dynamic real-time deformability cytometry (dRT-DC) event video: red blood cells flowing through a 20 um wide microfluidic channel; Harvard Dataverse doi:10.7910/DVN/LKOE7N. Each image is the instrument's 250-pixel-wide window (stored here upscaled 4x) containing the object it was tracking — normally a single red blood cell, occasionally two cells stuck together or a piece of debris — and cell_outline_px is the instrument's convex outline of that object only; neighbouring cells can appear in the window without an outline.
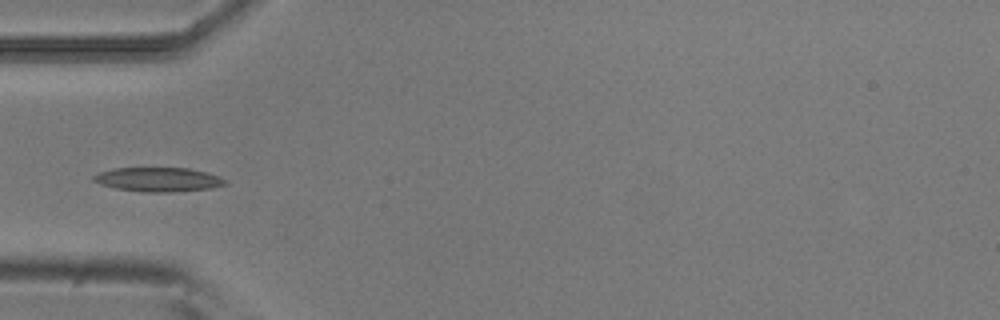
{"species": "common noctule bat (a hibernating species)", "species_latin": "Nyctalus noctula", "temperature_condition": "room temperature", "stored_images_in_passage": 5, "camera_frame_rate_fps": 3000, "um_per_image_px": 0.085, "animal": {"sex": "male", "body_mass_g": 20.5, "forearm_length_mm": 52.5}, "frame": {"image": 1, "passage_image": 5, "time_ms": 1.333, "image_size_px": [1000, 320], "cell_outline_px": [[228, 184], [212, 188], [168, 192], [140, 192], [116, 188], [100, 184], [92, 180], [92, 176], [100, 172], [112, 168], [188, 168], [208, 172], [220, 176]], "centroid_in_image_um": [13.45, 15.25], "position_along_channel_um": 71.5, "area_um2": 18.61}}